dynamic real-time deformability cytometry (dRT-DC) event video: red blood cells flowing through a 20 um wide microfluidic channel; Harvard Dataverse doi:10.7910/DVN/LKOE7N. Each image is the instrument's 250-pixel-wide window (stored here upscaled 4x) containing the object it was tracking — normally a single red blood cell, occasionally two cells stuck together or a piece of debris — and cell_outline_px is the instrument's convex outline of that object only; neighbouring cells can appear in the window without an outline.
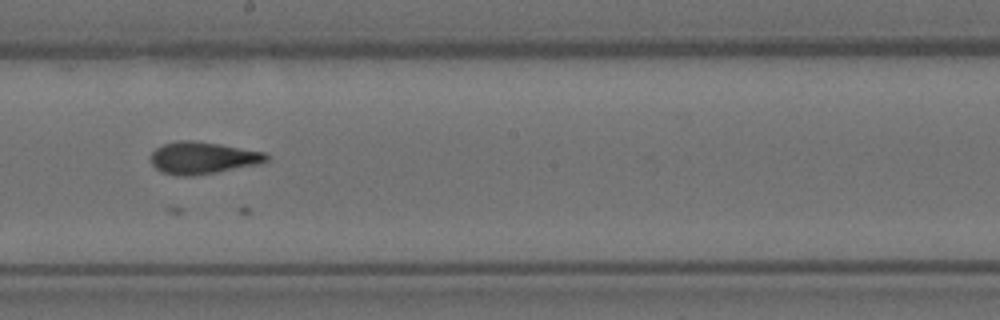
{"species": "Egyptian fruit bat (a non-hibernating species)", "species_latin": "Rousettus aegyptiacus", "temperature_condition": "room temperature", "stored_images_in_passage": 9, "camera_frame_rate_fps": 3000, "um_per_image_px": 0.085, "animal": {"sex": "female"}, "frame": {"image": 1, "passage_image": 9, "time_ms": 2.667, "image_size_px": [1000, 320], "cell_outline_px": [[268, 160], [260, 164], [216, 172], [192, 176], [176, 176], [160, 172], [152, 164], [152, 152], [156, 148], [164, 144], [176, 140], [192, 140], [220, 144], [264, 152], [268, 156]], "centroid_in_image_um": [17.22, 13.42], "position_along_channel_um": 231.0, "area_um2": 21.62}}